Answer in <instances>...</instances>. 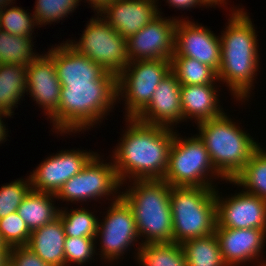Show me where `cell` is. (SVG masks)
Here are the masks:
<instances>
[{
    "mask_svg": "<svg viewBox=\"0 0 266 266\" xmlns=\"http://www.w3.org/2000/svg\"><path fill=\"white\" fill-rule=\"evenodd\" d=\"M136 250L142 266H187L182 246L175 242L145 243Z\"/></svg>",
    "mask_w": 266,
    "mask_h": 266,
    "instance_id": "25",
    "label": "cell"
},
{
    "mask_svg": "<svg viewBox=\"0 0 266 266\" xmlns=\"http://www.w3.org/2000/svg\"><path fill=\"white\" fill-rule=\"evenodd\" d=\"M176 133L163 180L171 187H215L211 179L224 178L215 170L203 141L197 134L183 139Z\"/></svg>",
    "mask_w": 266,
    "mask_h": 266,
    "instance_id": "7",
    "label": "cell"
},
{
    "mask_svg": "<svg viewBox=\"0 0 266 266\" xmlns=\"http://www.w3.org/2000/svg\"><path fill=\"white\" fill-rule=\"evenodd\" d=\"M133 181L120 196L133 211L139 236L145 237L139 245L173 242L171 186L163 179Z\"/></svg>",
    "mask_w": 266,
    "mask_h": 266,
    "instance_id": "4",
    "label": "cell"
},
{
    "mask_svg": "<svg viewBox=\"0 0 266 266\" xmlns=\"http://www.w3.org/2000/svg\"><path fill=\"white\" fill-rule=\"evenodd\" d=\"M97 14V17L90 19L78 42L67 40V43L78 53L98 63L106 72L118 76L129 63L126 38Z\"/></svg>",
    "mask_w": 266,
    "mask_h": 266,
    "instance_id": "8",
    "label": "cell"
},
{
    "mask_svg": "<svg viewBox=\"0 0 266 266\" xmlns=\"http://www.w3.org/2000/svg\"><path fill=\"white\" fill-rule=\"evenodd\" d=\"M215 189L217 227L266 229V200L242 191L229 198Z\"/></svg>",
    "mask_w": 266,
    "mask_h": 266,
    "instance_id": "15",
    "label": "cell"
},
{
    "mask_svg": "<svg viewBox=\"0 0 266 266\" xmlns=\"http://www.w3.org/2000/svg\"><path fill=\"white\" fill-rule=\"evenodd\" d=\"M60 104L50 118L53 129L60 134L78 133L90 127L112 111L117 100V76L106 72L94 83L61 85ZM115 103V104H114ZM110 109V110H109ZM87 128V129H86Z\"/></svg>",
    "mask_w": 266,
    "mask_h": 266,
    "instance_id": "3",
    "label": "cell"
},
{
    "mask_svg": "<svg viewBox=\"0 0 266 266\" xmlns=\"http://www.w3.org/2000/svg\"><path fill=\"white\" fill-rule=\"evenodd\" d=\"M31 190L30 178L18 179L2 185L0 188V218L16 212Z\"/></svg>",
    "mask_w": 266,
    "mask_h": 266,
    "instance_id": "34",
    "label": "cell"
},
{
    "mask_svg": "<svg viewBox=\"0 0 266 266\" xmlns=\"http://www.w3.org/2000/svg\"><path fill=\"white\" fill-rule=\"evenodd\" d=\"M60 209L59 218L64 227L66 237H89L95 238L98 229V218L84 207L70 209Z\"/></svg>",
    "mask_w": 266,
    "mask_h": 266,
    "instance_id": "30",
    "label": "cell"
},
{
    "mask_svg": "<svg viewBox=\"0 0 266 266\" xmlns=\"http://www.w3.org/2000/svg\"><path fill=\"white\" fill-rule=\"evenodd\" d=\"M215 84L181 85L182 121L196 119V123L208 121L224 113L220 108Z\"/></svg>",
    "mask_w": 266,
    "mask_h": 266,
    "instance_id": "21",
    "label": "cell"
},
{
    "mask_svg": "<svg viewBox=\"0 0 266 266\" xmlns=\"http://www.w3.org/2000/svg\"><path fill=\"white\" fill-rule=\"evenodd\" d=\"M0 248H10L3 242L1 235H0Z\"/></svg>",
    "mask_w": 266,
    "mask_h": 266,
    "instance_id": "43",
    "label": "cell"
},
{
    "mask_svg": "<svg viewBox=\"0 0 266 266\" xmlns=\"http://www.w3.org/2000/svg\"><path fill=\"white\" fill-rule=\"evenodd\" d=\"M231 11L220 36L221 63L217 75L219 82H226L234 98L243 102L250 97L259 70L258 35L247 12L242 8Z\"/></svg>",
    "mask_w": 266,
    "mask_h": 266,
    "instance_id": "2",
    "label": "cell"
},
{
    "mask_svg": "<svg viewBox=\"0 0 266 266\" xmlns=\"http://www.w3.org/2000/svg\"><path fill=\"white\" fill-rule=\"evenodd\" d=\"M110 205L104 221L98 224L95 237L101 240L102 254L99 255L107 262L118 260L139 239L133 211L126 201L120 196Z\"/></svg>",
    "mask_w": 266,
    "mask_h": 266,
    "instance_id": "11",
    "label": "cell"
},
{
    "mask_svg": "<svg viewBox=\"0 0 266 266\" xmlns=\"http://www.w3.org/2000/svg\"><path fill=\"white\" fill-rule=\"evenodd\" d=\"M56 194L31 190L17 209L19 216L25 221L30 232L54 221L59 216L58 209L52 202Z\"/></svg>",
    "mask_w": 266,
    "mask_h": 266,
    "instance_id": "23",
    "label": "cell"
},
{
    "mask_svg": "<svg viewBox=\"0 0 266 266\" xmlns=\"http://www.w3.org/2000/svg\"><path fill=\"white\" fill-rule=\"evenodd\" d=\"M156 3L157 0H113L99 14L127 39L160 15Z\"/></svg>",
    "mask_w": 266,
    "mask_h": 266,
    "instance_id": "19",
    "label": "cell"
},
{
    "mask_svg": "<svg viewBox=\"0 0 266 266\" xmlns=\"http://www.w3.org/2000/svg\"><path fill=\"white\" fill-rule=\"evenodd\" d=\"M120 186L122 185L116 175L113 162L104 163L96 153L78 174L64 183L56 198L76 203L77 201L87 202L90 199L96 201L113 194L112 201H116L120 197L118 191Z\"/></svg>",
    "mask_w": 266,
    "mask_h": 266,
    "instance_id": "10",
    "label": "cell"
},
{
    "mask_svg": "<svg viewBox=\"0 0 266 266\" xmlns=\"http://www.w3.org/2000/svg\"><path fill=\"white\" fill-rule=\"evenodd\" d=\"M171 71V60L129 61L117 76V100L125 101L126 118H135L149 103L154 91Z\"/></svg>",
    "mask_w": 266,
    "mask_h": 266,
    "instance_id": "9",
    "label": "cell"
},
{
    "mask_svg": "<svg viewBox=\"0 0 266 266\" xmlns=\"http://www.w3.org/2000/svg\"><path fill=\"white\" fill-rule=\"evenodd\" d=\"M206 28L185 18L178 19L172 56L196 59L218 72L221 63L220 37Z\"/></svg>",
    "mask_w": 266,
    "mask_h": 266,
    "instance_id": "14",
    "label": "cell"
},
{
    "mask_svg": "<svg viewBox=\"0 0 266 266\" xmlns=\"http://www.w3.org/2000/svg\"><path fill=\"white\" fill-rule=\"evenodd\" d=\"M3 266H15L14 263L9 259Z\"/></svg>",
    "mask_w": 266,
    "mask_h": 266,
    "instance_id": "44",
    "label": "cell"
},
{
    "mask_svg": "<svg viewBox=\"0 0 266 266\" xmlns=\"http://www.w3.org/2000/svg\"><path fill=\"white\" fill-rule=\"evenodd\" d=\"M9 259L15 266H51L40 259L26 246H15L10 249Z\"/></svg>",
    "mask_w": 266,
    "mask_h": 266,
    "instance_id": "36",
    "label": "cell"
},
{
    "mask_svg": "<svg viewBox=\"0 0 266 266\" xmlns=\"http://www.w3.org/2000/svg\"><path fill=\"white\" fill-rule=\"evenodd\" d=\"M82 1V0H80ZM89 4H91V7H93V10L97 13H99L107 4L111 3L113 0H86Z\"/></svg>",
    "mask_w": 266,
    "mask_h": 266,
    "instance_id": "38",
    "label": "cell"
},
{
    "mask_svg": "<svg viewBox=\"0 0 266 266\" xmlns=\"http://www.w3.org/2000/svg\"><path fill=\"white\" fill-rule=\"evenodd\" d=\"M65 239L64 227L58 217L32 231L26 247L51 266H65Z\"/></svg>",
    "mask_w": 266,
    "mask_h": 266,
    "instance_id": "22",
    "label": "cell"
},
{
    "mask_svg": "<svg viewBox=\"0 0 266 266\" xmlns=\"http://www.w3.org/2000/svg\"><path fill=\"white\" fill-rule=\"evenodd\" d=\"M167 3L170 4L169 6L174 7V9L178 8L179 10L195 8L198 5L201 7L197 0H167Z\"/></svg>",
    "mask_w": 266,
    "mask_h": 266,
    "instance_id": "37",
    "label": "cell"
},
{
    "mask_svg": "<svg viewBox=\"0 0 266 266\" xmlns=\"http://www.w3.org/2000/svg\"><path fill=\"white\" fill-rule=\"evenodd\" d=\"M26 92L51 118L60 104L61 83L54 60L46 53L27 65Z\"/></svg>",
    "mask_w": 266,
    "mask_h": 266,
    "instance_id": "18",
    "label": "cell"
},
{
    "mask_svg": "<svg viewBox=\"0 0 266 266\" xmlns=\"http://www.w3.org/2000/svg\"><path fill=\"white\" fill-rule=\"evenodd\" d=\"M32 15V17H31ZM38 26L37 20L33 14L27 13V10L13 6L7 9V6L0 9V29L7 33L18 36H31L34 26Z\"/></svg>",
    "mask_w": 266,
    "mask_h": 266,
    "instance_id": "31",
    "label": "cell"
},
{
    "mask_svg": "<svg viewBox=\"0 0 266 266\" xmlns=\"http://www.w3.org/2000/svg\"><path fill=\"white\" fill-rule=\"evenodd\" d=\"M80 0H37L33 12L38 25H47L63 20L67 14L74 12ZM75 9V10H74Z\"/></svg>",
    "mask_w": 266,
    "mask_h": 266,
    "instance_id": "32",
    "label": "cell"
},
{
    "mask_svg": "<svg viewBox=\"0 0 266 266\" xmlns=\"http://www.w3.org/2000/svg\"><path fill=\"white\" fill-rule=\"evenodd\" d=\"M85 150H65L46 158L29 175L33 191L57 194L64 183L78 174L96 154Z\"/></svg>",
    "mask_w": 266,
    "mask_h": 266,
    "instance_id": "13",
    "label": "cell"
},
{
    "mask_svg": "<svg viewBox=\"0 0 266 266\" xmlns=\"http://www.w3.org/2000/svg\"><path fill=\"white\" fill-rule=\"evenodd\" d=\"M125 120L128 127L112 154L115 172L121 185L128 178L163 179L174 139V129L145 124L136 118Z\"/></svg>",
    "mask_w": 266,
    "mask_h": 266,
    "instance_id": "1",
    "label": "cell"
},
{
    "mask_svg": "<svg viewBox=\"0 0 266 266\" xmlns=\"http://www.w3.org/2000/svg\"><path fill=\"white\" fill-rule=\"evenodd\" d=\"M235 123L224 112L197 124L198 136L205 144L215 170L226 182L233 180L260 148V143Z\"/></svg>",
    "mask_w": 266,
    "mask_h": 266,
    "instance_id": "5",
    "label": "cell"
},
{
    "mask_svg": "<svg viewBox=\"0 0 266 266\" xmlns=\"http://www.w3.org/2000/svg\"><path fill=\"white\" fill-rule=\"evenodd\" d=\"M3 116L4 117H7V116L11 117L9 114H6V113L0 111V143H3L4 139H5V142H6V139H7L6 137H8L7 134H6L8 132V131H6L7 130L6 127H5L6 125L3 123V120H2Z\"/></svg>",
    "mask_w": 266,
    "mask_h": 266,
    "instance_id": "39",
    "label": "cell"
},
{
    "mask_svg": "<svg viewBox=\"0 0 266 266\" xmlns=\"http://www.w3.org/2000/svg\"><path fill=\"white\" fill-rule=\"evenodd\" d=\"M181 84L170 71L160 82L150 103L135 117L138 121L172 128L182 122Z\"/></svg>",
    "mask_w": 266,
    "mask_h": 266,
    "instance_id": "16",
    "label": "cell"
},
{
    "mask_svg": "<svg viewBox=\"0 0 266 266\" xmlns=\"http://www.w3.org/2000/svg\"><path fill=\"white\" fill-rule=\"evenodd\" d=\"M11 248H0V266H3L9 260Z\"/></svg>",
    "mask_w": 266,
    "mask_h": 266,
    "instance_id": "41",
    "label": "cell"
},
{
    "mask_svg": "<svg viewBox=\"0 0 266 266\" xmlns=\"http://www.w3.org/2000/svg\"><path fill=\"white\" fill-rule=\"evenodd\" d=\"M33 36H18L0 29V64L29 65L40 55L33 52Z\"/></svg>",
    "mask_w": 266,
    "mask_h": 266,
    "instance_id": "29",
    "label": "cell"
},
{
    "mask_svg": "<svg viewBox=\"0 0 266 266\" xmlns=\"http://www.w3.org/2000/svg\"><path fill=\"white\" fill-rule=\"evenodd\" d=\"M30 230L17 212L0 218V235L3 242L10 248L26 246L30 238Z\"/></svg>",
    "mask_w": 266,
    "mask_h": 266,
    "instance_id": "33",
    "label": "cell"
},
{
    "mask_svg": "<svg viewBox=\"0 0 266 266\" xmlns=\"http://www.w3.org/2000/svg\"><path fill=\"white\" fill-rule=\"evenodd\" d=\"M215 234L227 266H239L251 263L255 259L261 260L258 258L262 255L266 244V229H233L216 226Z\"/></svg>",
    "mask_w": 266,
    "mask_h": 266,
    "instance_id": "17",
    "label": "cell"
},
{
    "mask_svg": "<svg viewBox=\"0 0 266 266\" xmlns=\"http://www.w3.org/2000/svg\"><path fill=\"white\" fill-rule=\"evenodd\" d=\"M229 182L238 187L243 186L245 192L266 200V151L260 147L243 170Z\"/></svg>",
    "mask_w": 266,
    "mask_h": 266,
    "instance_id": "27",
    "label": "cell"
},
{
    "mask_svg": "<svg viewBox=\"0 0 266 266\" xmlns=\"http://www.w3.org/2000/svg\"><path fill=\"white\" fill-rule=\"evenodd\" d=\"M13 0H0V9L8 6L10 3H14L12 2Z\"/></svg>",
    "mask_w": 266,
    "mask_h": 266,
    "instance_id": "42",
    "label": "cell"
},
{
    "mask_svg": "<svg viewBox=\"0 0 266 266\" xmlns=\"http://www.w3.org/2000/svg\"><path fill=\"white\" fill-rule=\"evenodd\" d=\"M181 246L187 266H227L215 233L187 240Z\"/></svg>",
    "mask_w": 266,
    "mask_h": 266,
    "instance_id": "26",
    "label": "cell"
},
{
    "mask_svg": "<svg viewBox=\"0 0 266 266\" xmlns=\"http://www.w3.org/2000/svg\"><path fill=\"white\" fill-rule=\"evenodd\" d=\"M95 238L66 237L64 244L65 266L69 264L84 265L92 260L95 251Z\"/></svg>",
    "mask_w": 266,
    "mask_h": 266,
    "instance_id": "35",
    "label": "cell"
},
{
    "mask_svg": "<svg viewBox=\"0 0 266 266\" xmlns=\"http://www.w3.org/2000/svg\"><path fill=\"white\" fill-rule=\"evenodd\" d=\"M165 18L160 13L140 31L126 39L129 61L171 60L174 54L175 26L179 18Z\"/></svg>",
    "mask_w": 266,
    "mask_h": 266,
    "instance_id": "12",
    "label": "cell"
},
{
    "mask_svg": "<svg viewBox=\"0 0 266 266\" xmlns=\"http://www.w3.org/2000/svg\"><path fill=\"white\" fill-rule=\"evenodd\" d=\"M256 262H259L260 265L259 266H266V261L263 260V262L261 263V261H256Z\"/></svg>",
    "mask_w": 266,
    "mask_h": 266,
    "instance_id": "45",
    "label": "cell"
},
{
    "mask_svg": "<svg viewBox=\"0 0 266 266\" xmlns=\"http://www.w3.org/2000/svg\"><path fill=\"white\" fill-rule=\"evenodd\" d=\"M171 71L181 85L216 84L219 81L213 68L190 57L172 56Z\"/></svg>",
    "mask_w": 266,
    "mask_h": 266,
    "instance_id": "28",
    "label": "cell"
},
{
    "mask_svg": "<svg viewBox=\"0 0 266 266\" xmlns=\"http://www.w3.org/2000/svg\"><path fill=\"white\" fill-rule=\"evenodd\" d=\"M27 66L0 64V111L12 116L14 107L25 96ZM23 96V97H22Z\"/></svg>",
    "mask_w": 266,
    "mask_h": 266,
    "instance_id": "24",
    "label": "cell"
},
{
    "mask_svg": "<svg viewBox=\"0 0 266 266\" xmlns=\"http://www.w3.org/2000/svg\"><path fill=\"white\" fill-rule=\"evenodd\" d=\"M46 52L53 60L61 85L69 83H94L106 71L83 54L78 53L67 41Z\"/></svg>",
    "mask_w": 266,
    "mask_h": 266,
    "instance_id": "20",
    "label": "cell"
},
{
    "mask_svg": "<svg viewBox=\"0 0 266 266\" xmlns=\"http://www.w3.org/2000/svg\"><path fill=\"white\" fill-rule=\"evenodd\" d=\"M198 3L201 5V6H210L212 8V6H216V5H222V4H227L225 1L226 0H197Z\"/></svg>",
    "mask_w": 266,
    "mask_h": 266,
    "instance_id": "40",
    "label": "cell"
},
{
    "mask_svg": "<svg viewBox=\"0 0 266 266\" xmlns=\"http://www.w3.org/2000/svg\"><path fill=\"white\" fill-rule=\"evenodd\" d=\"M216 187L172 186L170 207L173 242H183L215 233Z\"/></svg>",
    "mask_w": 266,
    "mask_h": 266,
    "instance_id": "6",
    "label": "cell"
}]
</instances>
